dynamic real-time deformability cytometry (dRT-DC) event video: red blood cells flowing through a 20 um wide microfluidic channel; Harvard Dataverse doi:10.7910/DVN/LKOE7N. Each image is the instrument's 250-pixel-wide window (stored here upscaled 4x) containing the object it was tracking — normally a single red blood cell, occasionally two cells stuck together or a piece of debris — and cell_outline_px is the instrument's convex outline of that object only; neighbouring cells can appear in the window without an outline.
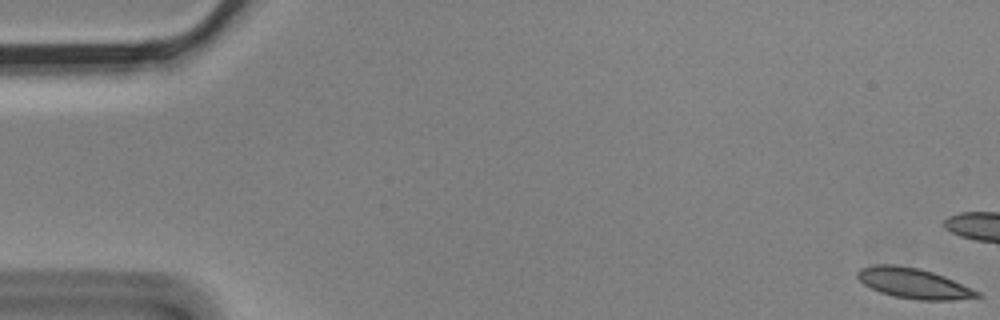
{"species": "Egyptian fruit bat (a non-hibernating species)", "species_latin": "Rousettus aegyptiacus", "temperature_condition": "cold", "stored_images_in_passage": 6, "camera_frame_rate_fps": 3000, "um_per_image_px": 0.085, "animal": {"sex": "male"}, "frame": {"image": 1, "passage_image": 1, "time_ms": 0.0, "image_size_px": [1000, 320], "cell_outline_px": [[984, 296], [952, 300], [916, 300], [892, 296], [880, 292], [864, 284], [856, 276], [856, 272], [860, 268], [876, 264], [896, 264], [920, 268], [944, 276], [980, 292]], "centroid_in_image_um": [77.64, 24.07], "position_along_channel_um": 7.4, "area_um2": 21.21}}